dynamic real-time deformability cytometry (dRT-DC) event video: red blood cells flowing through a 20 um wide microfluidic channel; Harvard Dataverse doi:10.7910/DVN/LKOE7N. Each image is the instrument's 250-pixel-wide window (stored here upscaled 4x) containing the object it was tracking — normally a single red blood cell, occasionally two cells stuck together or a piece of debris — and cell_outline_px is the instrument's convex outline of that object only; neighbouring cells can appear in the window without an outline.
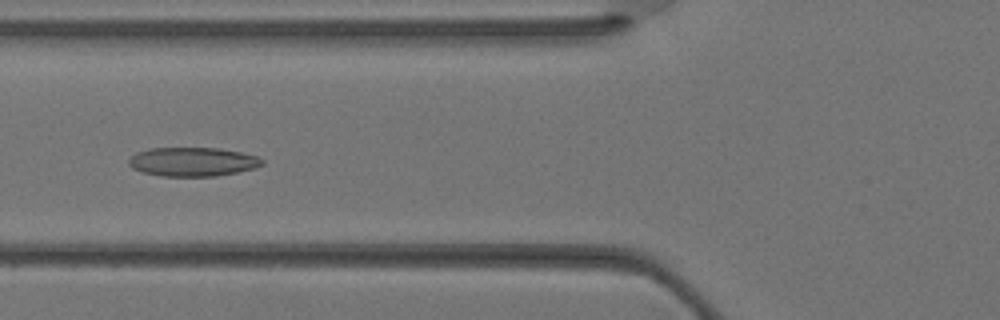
{"species": "Egyptian fruit bat (a non-hibernating species)", "species_latin": "Rousettus aegyptiacus", "temperature_condition": "warm", "stored_images_in_passage": 36, "camera_frame_rate_fps": 3000, "um_per_image_px": 0.085, "animal": {"sex": "female"}, "frame": {"image": 1, "passage_image": 14, "time_ms": 4.333, "image_size_px": [1000, 320], "cell_outline_px": [[264, 164], [256, 168], [216, 176], [160, 176], [144, 172], [132, 168], [128, 164], [128, 160], [136, 152], [152, 148], [220, 148], [240, 152], [256, 156], [264, 160]], "centroid_in_image_um": [16.38, 13.75], "position_along_channel_um": 109.4, "area_um2": 22.48}}
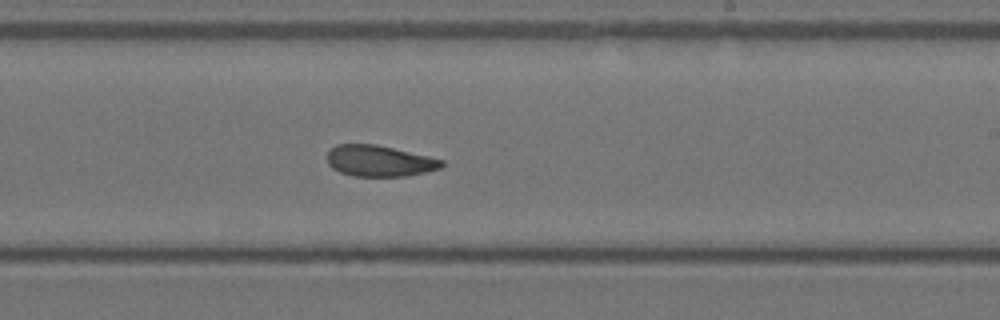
{"frame": {"image": 2, "passage_image": 22, "time_ms": 7.0, "image_size_px": [1000, 320], "cell_outline_px": [[444, 164], [440, 168], [408, 176], [352, 176], [340, 172], [332, 168], [328, 164], [328, 152], [336, 144], [376, 144], [428, 156], [444, 160]], "centroid_in_image_um": [32.24, 13.68], "position_along_channel_um": 256.8, "area_um2": 20.69}}
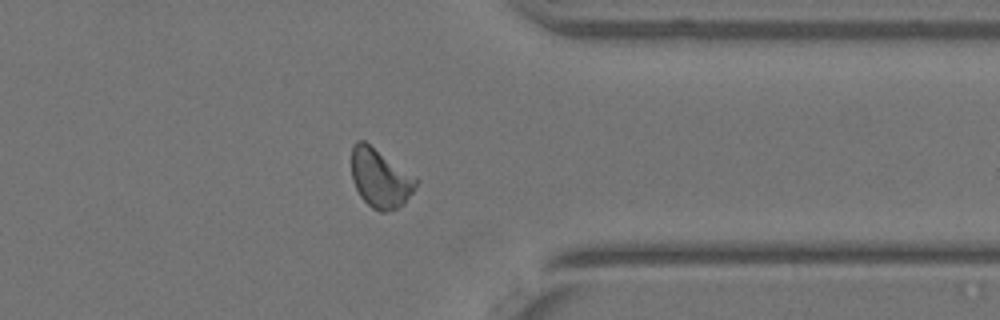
{"frame": {"image": 3, "passage_image": 29, "time_ms": 9.333, "image_size_px": [1000, 320], "cell_outline_px": [[420, 180], [416, 188], [404, 204], [396, 208], [384, 212], [380, 212], [372, 208], [360, 196], [352, 180], [352, 144], [356, 140], [364, 140]], "centroid_in_image_um": [32.32, 15.15], "position_along_channel_um": 379.1, "area_um2": 22.14}}